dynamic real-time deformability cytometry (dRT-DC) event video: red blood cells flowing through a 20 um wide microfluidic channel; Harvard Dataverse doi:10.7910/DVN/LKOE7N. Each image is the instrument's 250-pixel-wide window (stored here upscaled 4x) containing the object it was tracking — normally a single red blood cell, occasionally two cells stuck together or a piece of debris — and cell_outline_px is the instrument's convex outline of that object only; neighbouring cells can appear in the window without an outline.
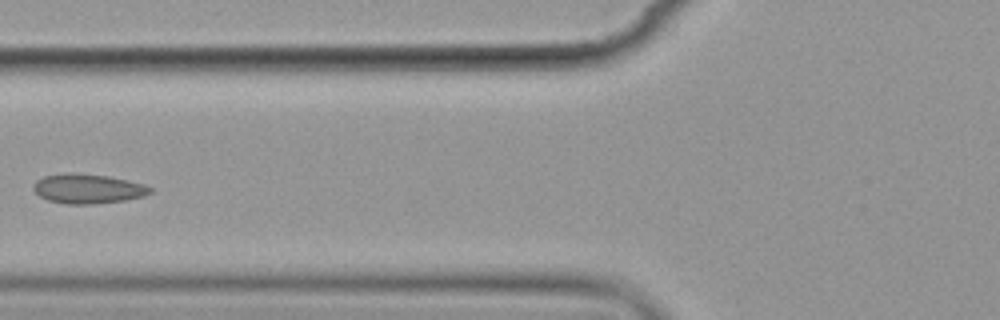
{"species": "common noctule bat (a hibernating species)", "species_latin": "Nyctalus noctula", "temperature_condition": "cold", "stored_images_in_passage": 13, "camera_frame_rate_fps": 3000, "um_per_image_px": 0.085, "animal": {"sex": "female", "body_mass_g": 19.9}, "frame": {"image": 1, "passage_image": 4, "time_ms": 4.333, "image_size_px": [1000, 320], "cell_outline_px": [[152, 192], [144, 196], [124, 200], [96, 204], [64, 204], [48, 200], [40, 196], [32, 188], [32, 184], [36, 180], [44, 176], [108, 176], [128, 180], [144, 184], [152, 188]], "centroid_in_image_um": [7.51, 16.1], "position_along_channel_um": 118.3, "area_um2": 19.31}}
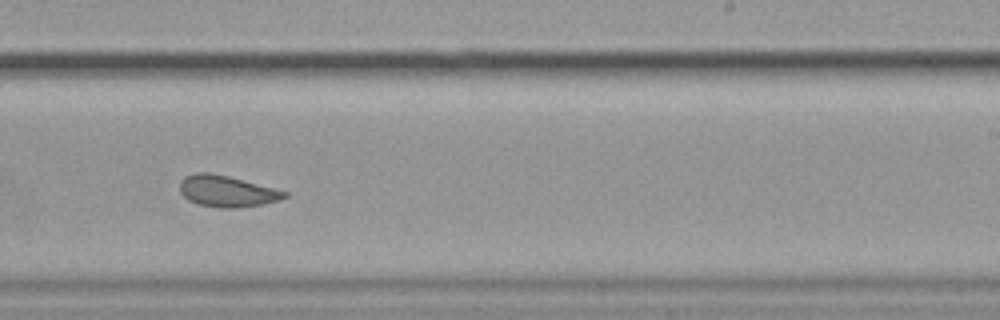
{"frame": {"image": 2, "passage_image": 8, "time_ms": 8.667, "image_size_px": [1000, 320], "cell_outline_px": [[288, 196], [280, 200], [264, 204], [236, 208], [216, 208], [196, 204], [188, 200], [180, 192], [180, 180], [184, 176], [196, 172], [208, 172], [228, 176], [288, 192]], "centroid_in_image_um": [19.25, 16.26], "position_along_channel_um": 269.7, "area_um2": 19.25}}
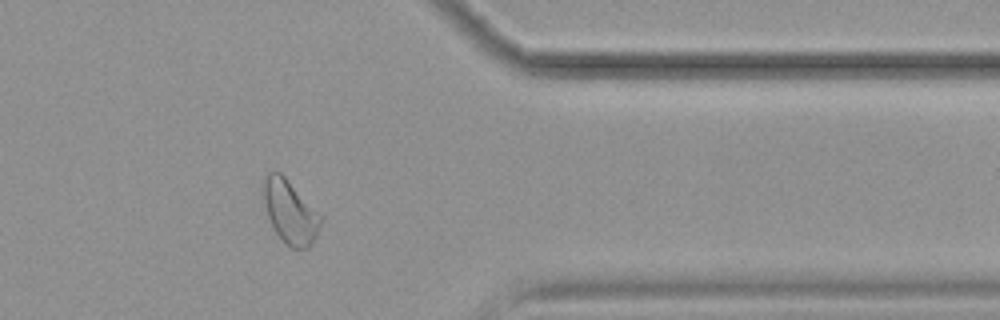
{"frame": {"image": 3, "passage_image": 11, "time_ms": 12.333, "image_size_px": [1000, 320], "cell_outline_px": [[324, 220], [316, 236], [308, 248], [292, 248], [276, 232], [268, 216], [260, 188], [260, 180], [268, 172], [280, 172], [324, 216]], "centroid_in_image_um": [24.66, 17.95], "position_along_channel_um": 386.7, "area_um2": 21.44}, "authors_computed_cell_mechanics": {"area_um2": 20.23, "velocity_mm_per_s": 3.5, "shape_relaxation_time_tau1_ms": null, "shape_relaxation_time_tau2_ms": 2.5501, "deformation_change_tau1": null, "deformation_change_tau2": 0.0636}}